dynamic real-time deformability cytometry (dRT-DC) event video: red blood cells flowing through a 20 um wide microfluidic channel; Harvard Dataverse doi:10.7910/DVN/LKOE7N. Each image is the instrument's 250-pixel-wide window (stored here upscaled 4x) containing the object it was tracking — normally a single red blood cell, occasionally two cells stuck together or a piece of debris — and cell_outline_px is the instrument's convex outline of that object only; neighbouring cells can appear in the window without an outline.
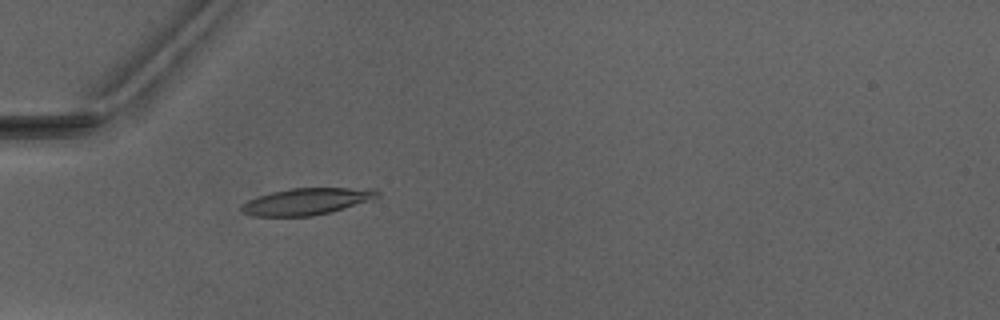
{"species": "Egyptian fruit bat (a non-hibernating species)", "species_latin": "Rousettus aegyptiacus", "temperature_condition": "warm", "stored_images_in_passage": 5, "camera_frame_rate_fps": 3000, "um_per_image_px": 0.085, "animal": {"sex": "male"}, "frame": {"image": 1, "passage_image": 5, "time_ms": 4.667, "image_size_px": [1000, 320], "cell_outline_px": [[380, 196], [368, 200], [328, 212], [312, 216], [252, 216], [240, 212], [240, 204], [248, 200], [272, 192], [292, 188], [376, 188], [380, 192]], "centroid_in_image_um": [26.02, 17.11], "position_along_channel_um": 59.0, "area_um2": 20.92}}